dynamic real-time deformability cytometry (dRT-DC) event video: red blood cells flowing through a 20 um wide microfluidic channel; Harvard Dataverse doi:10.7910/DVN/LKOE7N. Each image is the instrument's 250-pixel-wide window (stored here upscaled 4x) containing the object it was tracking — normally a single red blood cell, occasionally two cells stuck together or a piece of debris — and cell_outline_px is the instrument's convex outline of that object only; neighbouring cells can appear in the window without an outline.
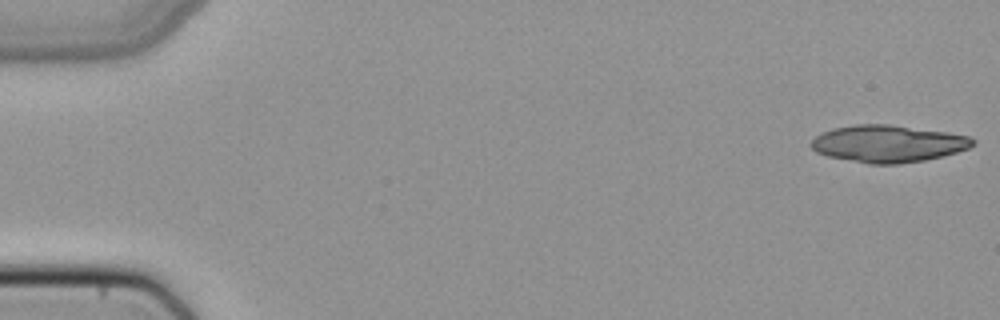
{"species": "common noctule bat (a hibernating species)", "species_latin": "Nyctalus noctula", "temperature_condition": "cold", "stored_images_in_passage": 50, "camera_frame_rate_fps": 3000, "um_per_image_px": 0.085, "animal": {"sex": "female", "body_mass_g": 22.7, "forearm_length_mm": 54.2}, "frame": {"image": 1, "passage_image": 1, "time_ms": 0.0, "image_size_px": [1000, 320], "cell_outline_px": [[976, 144], [968, 148], [956, 152], [924, 160], [900, 164], [868, 164], [828, 156], [816, 152], [808, 144], [816, 136], [832, 128], [852, 124], [888, 124], [948, 132], [968, 136], [976, 140]], "centroid_in_image_um": [75.46, 12.21], "position_along_channel_um": 9.5, "area_um2": 35.03}}
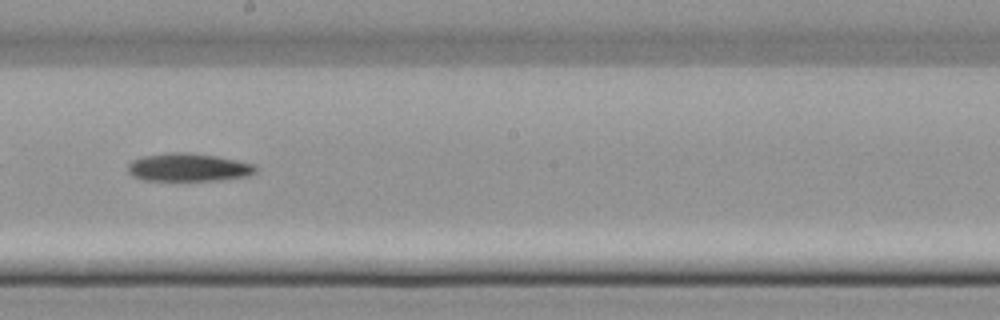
{"frame": {"image": 2, "passage_image": 29, "time_ms": 9.333, "image_size_px": [1000, 320], "cell_outline_px": [[256, 172], [248, 176], [220, 180], [144, 180], [132, 176], [128, 172], [128, 164], [132, 160], [144, 156], [168, 152], [188, 152], [216, 156], [256, 164]], "centroid_in_image_um": [16.02, 14.22], "position_along_channel_um": 232.2, "area_um2": 20.92}}
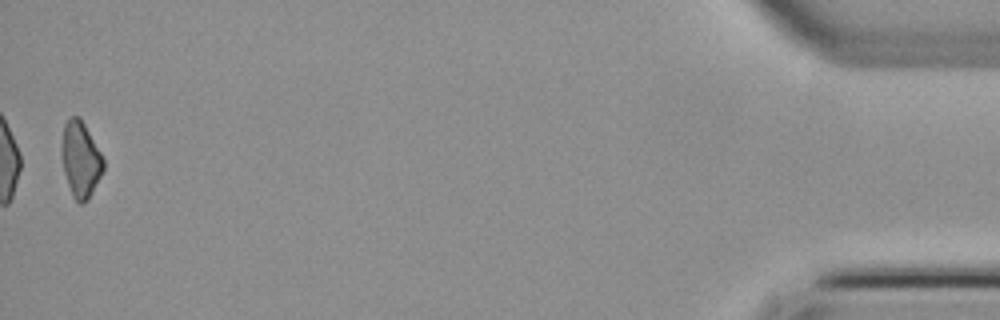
{"frame": {"image": 3, "passage_image": 50, "time_ms": 16.333, "image_size_px": [1000, 320], "cell_outline_px": [[104, 168], [88, 200], [84, 204], [80, 204], [72, 196], [64, 172], [60, 152], [60, 144], [64, 124], [72, 116], [80, 116], [100, 152], [104, 160]], "centroid_in_image_um": [6.82, 13.54], "position_along_channel_um": 428.4, "area_um2": 18.5}}